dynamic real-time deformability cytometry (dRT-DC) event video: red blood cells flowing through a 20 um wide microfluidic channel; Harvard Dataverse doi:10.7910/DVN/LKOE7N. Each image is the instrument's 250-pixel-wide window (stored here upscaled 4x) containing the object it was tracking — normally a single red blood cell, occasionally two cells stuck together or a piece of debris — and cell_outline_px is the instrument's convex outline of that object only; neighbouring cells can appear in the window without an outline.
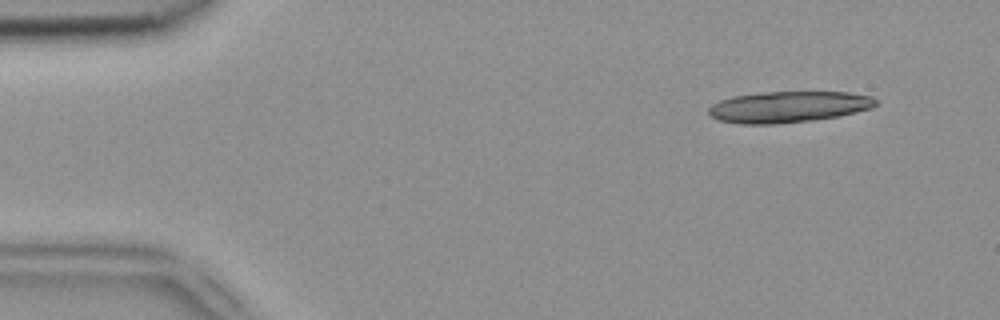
{"species": "common noctule bat (a hibernating species)", "species_latin": "Nyctalus noctula", "temperature_condition": "room temperature", "stored_images_in_passage": 4, "camera_frame_rate_fps": 3000, "um_per_image_px": 0.085, "animal": {"sex": "female", "body_mass_g": 18.4}, "frame": {"image": 1, "passage_image": 4, "time_ms": 1.0, "image_size_px": [1000, 320], "cell_outline_px": [[876, 104], [872, 108], [840, 116], [812, 120], [776, 124], [740, 124], [716, 120], [708, 116], [708, 108], [712, 104], [720, 100], [732, 96], [760, 92], [848, 92], [872, 96], [876, 100]], "centroid_in_image_um": [66.97, 9.09], "position_along_channel_um": 18.0, "area_um2": 30.69}}